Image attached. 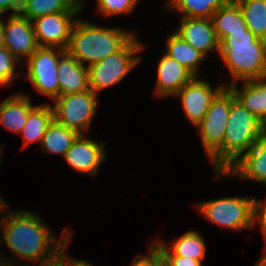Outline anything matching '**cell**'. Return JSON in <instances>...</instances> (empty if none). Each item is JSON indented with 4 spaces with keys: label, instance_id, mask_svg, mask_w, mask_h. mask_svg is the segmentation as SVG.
Returning <instances> with one entry per match:
<instances>
[{
    "label": "cell",
    "instance_id": "6da1fadb",
    "mask_svg": "<svg viewBox=\"0 0 266 266\" xmlns=\"http://www.w3.org/2000/svg\"><path fill=\"white\" fill-rule=\"evenodd\" d=\"M3 214L5 216L0 217V244H5L17 258H4L1 254L0 266H17L18 258L20 261L27 260L25 265L28 266L32 261L52 255L72 236L70 229H65L58 239L43 218L30 211L16 210Z\"/></svg>",
    "mask_w": 266,
    "mask_h": 266
},
{
    "label": "cell",
    "instance_id": "7a4b0ae2",
    "mask_svg": "<svg viewBox=\"0 0 266 266\" xmlns=\"http://www.w3.org/2000/svg\"><path fill=\"white\" fill-rule=\"evenodd\" d=\"M134 36L127 29L103 27L78 18L65 51L88 67L120 51Z\"/></svg>",
    "mask_w": 266,
    "mask_h": 266
},
{
    "label": "cell",
    "instance_id": "3957f363",
    "mask_svg": "<svg viewBox=\"0 0 266 266\" xmlns=\"http://www.w3.org/2000/svg\"><path fill=\"white\" fill-rule=\"evenodd\" d=\"M231 73L228 87L240 81L266 77V40L249 29L229 33L221 42L218 54Z\"/></svg>",
    "mask_w": 266,
    "mask_h": 266
},
{
    "label": "cell",
    "instance_id": "277c9868",
    "mask_svg": "<svg viewBox=\"0 0 266 266\" xmlns=\"http://www.w3.org/2000/svg\"><path fill=\"white\" fill-rule=\"evenodd\" d=\"M265 136L266 125L235 100L231 104L222 143V172Z\"/></svg>",
    "mask_w": 266,
    "mask_h": 266
},
{
    "label": "cell",
    "instance_id": "5b68a950",
    "mask_svg": "<svg viewBox=\"0 0 266 266\" xmlns=\"http://www.w3.org/2000/svg\"><path fill=\"white\" fill-rule=\"evenodd\" d=\"M236 100L231 89L225 86L212 100L199 129L205 155L213 163V172H222V143L231 104Z\"/></svg>",
    "mask_w": 266,
    "mask_h": 266
},
{
    "label": "cell",
    "instance_id": "8992f818",
    "mask_svg": "<svg viewBox=\"0 0 266 266\" xmlns=\"http://www.w3.org/2000/svg\"><path fill=\"white\" fill-rule=\"evenodd\" d=\"M144 46L135 35L117 53L88 66L89 89L98 95L103 89L120 83L134 67L140 64L142 59L137 53L143 51Z\"/></svg>",
    "mask_w": 266,
    "mask_h": 266
},
{
    "label": "cell",
    "instance_id": "52a82bcc",
    "mask_svg": "<svg viewBox=\"0 0 266 266\" xmlns=\"http://www.w3.org/2000/svg\"><path fill=\"white\" fill-rule=\"evenodd\" d=\"M253 201L248 197H224L200 202V215L218 226L234 231L253 228Z\"/></svg>",
    "mask_w": 266,
    "mask_h": 266
},
{
    "label": "cell",
    "instance_id": "ba28073f",
    "mask_svg": "<svg viewBox=\"0 0 266 266\" xmlns=\"http://www.w3.org/2000/svg\"><path fill=\"white\" fill-rule=\"evenodd\" d=\"M98 95L91 90L59 96L53 101L54 120L65 127L84 134L89 130L97 106Z\"/></svg>",
    "mask_w": 266,
    "mask_h": 266
},
{
    "label": "cell",
    "instance_id": "9c48e42d",
    "mask_svg": "<svg viewBox=\"0 0 266 266\" xmlns=\"http://www.w3.org/2000/svg\"><path fill=\"white\" fill-rule=\"evenodd\" d=\"M65 49L56 47H38L27 61L25 77L38 93L51 100L59 97V77L57 74L60 57Z\"/></svg>",
    "mask_w": 266,
    "mask_h": 266
},
{
    "label": "cell",
    "instance_id": "30bf717a",
    "mask_svg": "<svg viewBox=\"0 0 266 266\" xmlns=\"http://www.w3.org/2000/svg\"><path fill=\"white\" fill-rule=\"evenodd\" d=\"M79 12H59L32 20L38 46L66 49Z\"/></svg>",
    "mask_w": 266,
    "mask_h": 266
},
{
    "label": "cell",
    "instance_id": "8fae6325",
    "mask_svg": "<svg viewBox=\"0 0 266 266\" xmlns=\"http://www.w3.org/2000/svg\"><path fill=\"white\" fill-rule=\"evenodd\" d=\"M225 86L224 83L212 87L206 80L193 77L174 96L180 99L187 118L196 127L204 118L212 100Z\"/></svg>",
    "mask_w": 266,
    "mask_h": 266
},
{
    "label": "cell",
    "instance_id": "7c38bea8",
    "mask_svg": "<svg viewBox=\"0 0 266 266\" xmlns=\"http://www.w3.org/2000/svg\"><path fill=\"white\" fill-rule=\"evenodd\" d=\"M80 134L71 148L66 152L64 159L71 169L82 174H89L94 177L101 163L107 158V151L104 143L97 142Z\"/></svg>",
    "mask_w": 266,
    "mask_h": 266
},
{
    "label": "cell",
    "instance_id": "4fadbf2b",
    "mask_svg": "<svg viewBox=\"0 0 266 266\" xmlns=\"http://www.w3.org/2000/svg\"><path fill=\"white\" fill-rule=\"evenodd\" d=\"M4 22V47L21 63L28 59L39 47L36 41L33 24L28 18L17 14L9 15Z\"/></svg>",
    "mask_w": 266,
    "mask_h": 266
},
{
    "label": "cell",
    "instance_id": "5bb4252c",
    "mask_svg": "<svg viewBox=\"0 0 266 266\" xmlns=\"http://www.w3.org/2000/svg\"><path fill=\"white\" fill-rule=\"evenodd\" d=\"M174 32L206 58L212 51L219 54L220 41L213 28L211 18L181 17L179 27Z\"/></svg>",
    "mask_w": 266,
    "mask_h": 266
},
{
    "label": "cell",
    "instance_id": "9a60e30c",
    "mask_svg": "<svg viewBox=\"0 0 266 266\" xmlns=\"http://www.w3.org/2000/svg\"><path fill=\"white\" fill-rule=\"evenodd\" d=\"M223 174L243 180H253L266 186V136L255 143L225 172H215V178Z\"/></svg>",
    "mask_w": 266,
    "mask_h": 266
},
{
    "label": "cell",
    "instance_id": "2e32d148",
    "mask_svg": "<svg viewBox=\"0 0 266 266\" xmlns=\"http://www.w3.org/2000/svg\"><path fill=\"white\" fill-rule=\"evenodd\" d=\"M194 76L166 53L159 59L154 93L157 97H174Z\"/></svg>",
    "mask_w": 266,
    "mask_h": 266
},
{
    "label": "cell",
    "instance_id": "e0dca14e",
    "mask_svg": "<svg viewBox=\"0 0 266 266\" xmlns=\"http://www.w3.org/2000/svg\"><path fill=\"white\" fill-rule=\"evenodd\" d=\"M59 96L89 89L88 68L65 52L58 64Z\"/></svg>",
    "mask_w": 266,
    "mask_h": 266
},
{
    "label": "cell",
    "instance_id": "ac0fdd59",
    "mask_svg": "<svg viewBox=\"0 0 266 266\" xmlns=\"http://www.w3.org/2000/svg\"><path fill=\"white\" fill-rule=\"evenodd\" d=\"M236 100L266 125V77L228 86Z\"/></svg>",
    "mask_w": 266,
    "mask_h": 266
},
{
    "label": "cell",
    "instance_id": "d6986e66",
    "mask_svg": "<svg viewBox=\"0 0 266 266\" xmlns=\"http://www.w3.org/2000/svg\"><path fill=\"white\" fill-rule=\"evenodd\" d=\"M28 94L15 93L0 104V125L20 135L28 118L29 111L35 106Z\"/></svg>",
    "mask_w": 266,
    "mask_h": 266
},
{
    "label": "cell",
    "instance_id": "ffe728a7",
    "mask_svg": "<svg viewBox=\"0 0 266 266\" xmlns=\"http://www.w3.org/2000/svg\"><path fill=\"white\" fill-rule=\"evenodd\" d=\"M161 239L155 240L153 243L166 255V256H180L190 257L194 260L202 262L206 256V245L202 234L196 230H188L183 233L179 238H176L167 247L169 243H163Z\"/></svg>",
    "mask_w": 266,
    "mask_h": 266
},
{
    "label": "cell",
    "instance_id": "44dd1931",
    "mask_svg": "<svg viewBox=\"0 0 266 266\" xmlns=\"http://www.w3.org/2000/svg\"><path fill=\"white\" fill-rule=\"evenodd\" d=\"M166 54L186 68L194 77H199L200 64L206 57L192 45L183 40L174 31L170 33L166 42Z\"/></svg>",
    "mask_w": 266,
    "mask_h": 266
},
{
    "label": "cell",
    "instance_id": "7402d4cb",
    "mask_svg": "<svg viewBox=\"0 0 266 266\" xmlns=\"http://www.w3.org/2000/svg\"><path fill=\"white\" fill-rule=\"evenodd\" d=\"M211 21L220 42L229 33H238L248 30L240 7L234 0H231L227 5L219 8L211 16Z\"/></svg>",
    "mask_w": 266,
    "mask_h": 266
},
{
    "label": "cell",
    "instance_id": "603a6c76",
    "mask_svg": "<svg viewBox=\"0 0 266 266\" xmlns=\"http://www.w3.org/2000/svg\"><path fill=\"white\" fill-rule=\"evenodd\" d=\"M53 119L52 104L35 105L29 111L27 121L20 133L23 137V148L36 141L41 143L46 129Z\"/></svg>",
    "mask_w": 266,
    "mask_h": 266
},
{
    "label": "cell",
    "instance_id": "cb8c5ba5",
    "mask_svg": "<svg viewBox=\"0 0 266 266\" xmlns=\"http://www.w3.org/2000/svg\"><path fill=\"white\" fill-rule=\"evenodd\" d=\"M79 135L77 131L69 129L53 119L40 143L42 153L60 154L64 158Z\"/></svg>",
    "mask_w": 266,
    "mask_h": 266
},
{
    "label": "cell",
    "instance_id": "d4e9b609",
    "mask_svg": "<svg viewBox=\"0 0 266 266\" xmlns=\"http://www.w3.org/2000/svg\"><path fill=\"white\" fill-rule=\"evenodd\" d=\"M82 9L74 0H23L19 14L32 21L52 13L80 12Z\"/></svg>",
    "mask_w": 266,
    "mask_h": 266
},
{
    "label": "cell",
    "instance_id": "484cf974",
    "mask_svg": "<svg viewBox=\"0 0 266 266\" xmlns=\"http://www.w3.org/2000/svg\"><path fill=\"white\" fill-rule=\"evenodd\" d=\"M231 0H167L166 9L176 10L181 17L211 18L221 7L227 5Z\"/></svg>",
    "mask_w": 266,
    "mask_h": 266
},
{
    "label": "cell",
    "instance_id": "4316f807",
    "mask_svg": "<svg viewBox=\"0 0 266 266\" xmlns=\"http://www.w3.org/2000/svg\"><path fill=\"white\" fill-rule=\"evenodd\" d=\"M243 14L247 28L266 40V0H234Z\"/></svg>",
    "mask_w": 266,
    "mask_h": 266
},
{
    "label": "cell",
    "instance_id": "83f0119b",
    "mask_svg": "<svg viewBox=\"0 0 266 266\" xmlns=\"http://www.w3.org/2000/svg\"><path fill=\"white\" fill-rule=\"evenodd\" d=\"M16 64L24 65L7 48L0 47V82L5 87L10 86L14 79L22 75L21 71L16 72Z\"/></svg>",
    "mask_w": 266,
    "mask_h": 266
},
{
    "label": "cell",
    "instance_id": "f1b7e54d",
    "mask_svg": "<svg viewBox=\"0 0 266 266\" xmlns=\"http://www.w3.org/2000/svg\"><path fill=\"white\" fill-rule=\"evenodd\" d=\"M139 0H97L98 14L105 17L130 14L134 11Z\"/></svg>",
    "mask_w": 266,
    "mask_h": 266
},
{
    "label": "cell",
    "instance_id": "f546056e",
    "mask_svg": "<svg viewBox=\"0 0 266 266\" xmlns=\"http://www.w3.org/2000/svg\"><path fill=\"white\" fill-rule=\"evenodd\" d=\"M71 238H69L57 251H55L49 257L34 261L38 263V266H67L69 260L72 258L68 256L65 251L67 249V244Z\"/></svg>",
    "mask_w": 266,
    "mask_h": 266
},
{
    "label": "cell",
    "instance_id": "4dcf8cb0",
    "mask_svg": "<svg viewBox=\"0 0 266 266\" xmlns=\"http://www.w3.org/2000/svg\"><path fill=\"white\" fill-rule=\"evenodd\" d=\"M260 224L264 238V246H266V200H257L254 197L253 201V228Z\"/></svg>",
    "mask_w": 266,
    "mask_h": 266
},
{
    "label": "cell",
    "instance_id": "1f68e13d",
    "mask_svg": "<svg viewBox=\"0 0 266 266\" xmlns=\"http://www.w3.org/2000/svg\"><path fill=\"white\" fill-rule=\"evenodd\" d=\"M149 254H138L132 261L131 266H156V245L149 244Z\"/></svg>",
    "mask_w": 266,
    "mask_h": 266
},
{
    "label": "cell",
    "instance_id": "d6a6232c",
    "mask_svg": "<svg viewBox=\"0 0 266 266\" xmlns=\"http://www.w3.org/2000/svg\"><path fill=\"white\" fill-rule=\"evenodd\" d=\"M23 0H0V16L11 11L10 15H17L20 13Z\"/></svg>",
    "mask_w": 266,
    "mask_h": 266
},
{
    "label": "cell",
    "instance_id": "836d02e7",
    "mask_svg": "<svg viewBox=\"0 0 266 266\" xmlns=\"http://www.w3.org/2000/svg\"><path fill=\"white\" fill-rule=\"evenodd\" d=\"M172 266H203L202 262L199 260H194L190 257H180V256H167Z\"/></svg>",
    "mask_w": 266,
    "mask_h": 266
},
{
    "label": "cell",
    "instance_id": "e575fe53",
    "mask_svg": "<svg viewBox=\"0 0 266 266\" xmlns=\"http://www.w3.org/2000/svg\"><path fill=\"white\" fill-rule=\"evenodd\" d=\"M156 266H172L170 259L156 246Z\"/></svg>",
    "mask_w": 266,
    "mask_h": 266
},
{
    "label": "cell",
    "instance_id": "d590c367",
    "mask_svg": "<svg viewBox=\"0 0 266 266\" xmlns=\"http://www.w3.org/2000/svg\"><path fill=\"white\" fill-rule=\"evenodd\" d=\"M67 266H94L91 264V262H88L86 260H78V259H73L71 258L68 262ZM96 266V265H95Z\"/></svg>",
    "mask_w": 266,
    "mask_h": 266
},
{
    "label": "cell",
    "instance_id": "8d00e7d4",
    "mask_svg": "<svg viewBox=\"0 0 266 266\" xmlns=\"http://www.w3.org/2000/svg\"><path fill=\"white\" fill-rule=\"evenodd\" d=\"M0 16V47H4V21Z\"/></svg>",
    "mask_w": 266,
    "mask_h": 266
},
{
    "label": "cell",
    "instance_id": "74e56055",
    "mask_svg": "<svg viewBox=\"0 0 266 266\" xmlns=\"http://www.w3.org/2000/svg\"><path fill=\"white\" fill-rule=\"evenodd\" d=\"M254 266H266V246L264 247L263 256L257 261Z\"/></svg>",
    "mask_w": 266,
    "mask_h": 266
},
{
    "label": "cell",
    "instance_id": "f35d334b",
    "mask_svg": "<svg viewBox=\"0 0 266 266\" xmlns=\"http://www.w3.org/2000/svg\"><path fill=\"white\" fill-rule=\"evenodd\" d=\"M9 204L5 203L4 199L1 197V194H0V214L5 211V208H8Z\"/></svg>",
    "mask_w": 266,
    "mask_h": 266
},
{
    "label": "cell",
    "instance_id": "ab89813d",
    "mask_svg": "<svg viewBox=\"0 0 266 266\" xmlns=\"http://www.w3.org/2000/svg\"><path fill=\"white\" fill-rule=\"evenodd\" d=\"M76 4L80 5L81 7H83V3L84 1L83 0H74Z\"/></svg>",
    "mask_w": 266,
    "mask_h": 266
},
{
    "label": "cell",
    "instance_id": "60d3db41",
    "mask_svg": "<svg viewBox=\"0 0 266 266\" xmlns=\"http://www.w3.org/2000/svg\"><path fill=\"white\" fill-rule=\"evenodd\" d=\"M1 148H0V164H1V154L3 153V148L5 147V146H3V144L0 146Z\"/></svg>",
    "mask_w": 266,
    "mask_h": 266
}]
</instances>
